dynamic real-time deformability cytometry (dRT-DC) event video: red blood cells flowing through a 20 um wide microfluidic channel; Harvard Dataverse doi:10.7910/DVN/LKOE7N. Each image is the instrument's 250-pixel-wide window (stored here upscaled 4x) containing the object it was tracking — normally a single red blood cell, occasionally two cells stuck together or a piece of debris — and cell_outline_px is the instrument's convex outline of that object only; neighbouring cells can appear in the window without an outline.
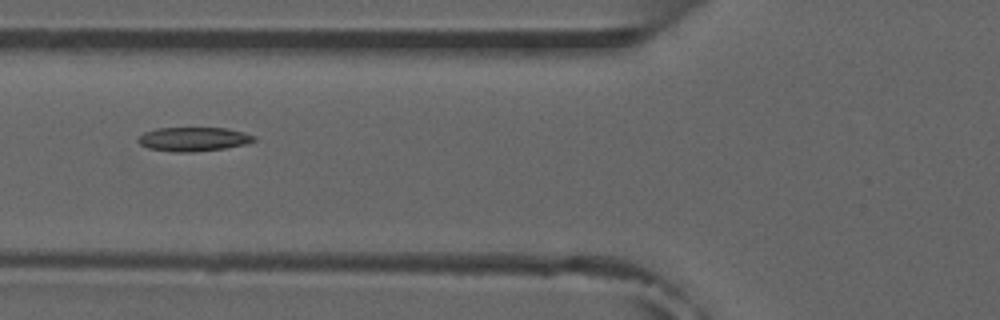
{"species": "common noctule bat (a hibernating species)", "species_latin": "Nyctalus noctula", "temperature_condition": "room temperature", "stored_images_in_passage": 4, "camera_frame_rate_fps": 3000, "um_per_image_px": 0.085, "animal": {"sex": "male", "forearm_length_mm": 52.5}, "frame": {"image": 1, "passage_image": 2, "time_ms": 2.0, "image_size_px": [1000, 320], "cell_outline_px": [[256, 140], [244, 144], [224, 148], [192, 152], [172, 152], [148, 148], [140, 144], [136, 140], [144, 132], [156, 128], [224, 128], [244, 132], [256, 136]], "centroid_in_image_um": [16.42, 11.82], "position_along_channel_um": 109.4, "area_um2": 16.18}}
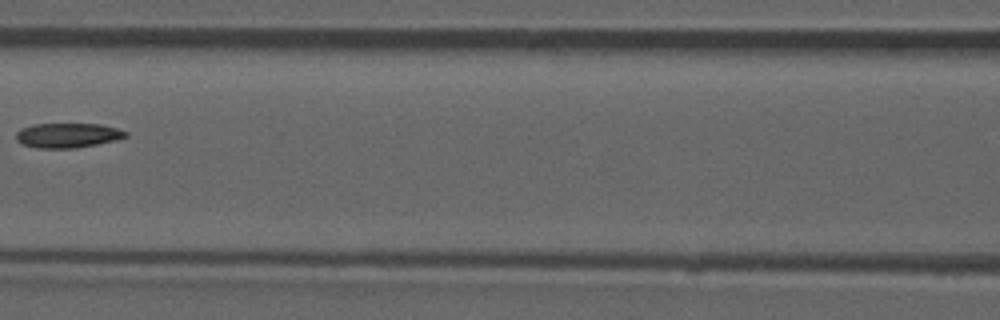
{"frame": {"image": 2, "passage_image": 3, "time_ms": 3.333, "image_size_px": [1000, 320], "cell_outline_px": [[128, 136], [116, 140], [76, 148], [36, 148], [20, 144], [16, 140], [16, 132], [20, 128], [32, 124], [100, 124], [116, 128], [128, 132]], "centroid_in_image_um": [5.71, 11.5], "position_along_channel_um": 160.9, "area_um2": 15.9}}